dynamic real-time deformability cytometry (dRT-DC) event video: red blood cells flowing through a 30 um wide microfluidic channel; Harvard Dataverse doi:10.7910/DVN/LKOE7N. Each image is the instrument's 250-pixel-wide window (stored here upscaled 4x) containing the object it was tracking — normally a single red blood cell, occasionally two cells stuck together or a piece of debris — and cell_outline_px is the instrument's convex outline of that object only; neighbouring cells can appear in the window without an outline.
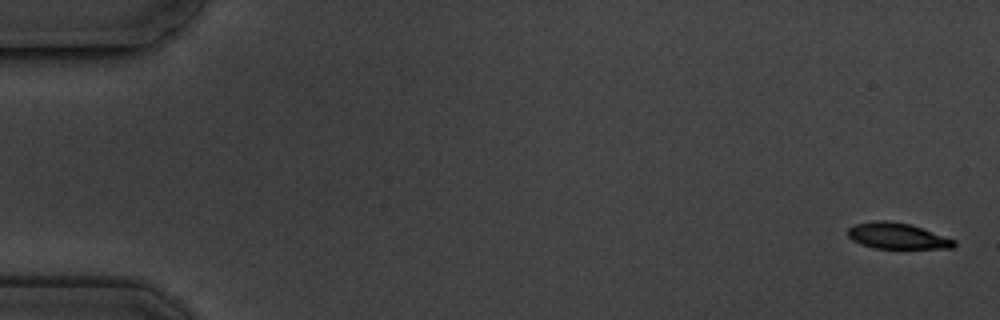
{"species": "common noctule bat (a hibernating species)", "species_latin": "Nyctalus noctula", "temperature_condition": "cold", "stored_images_in_passage": 9, "camera_frame_rate_fps": 3000, "um_per_image_px": 0.085, "animal": {"sex": "male", "body_mass_g": 19.5, "forearm_length_mm": 54.6}, "frame": {"image": 1, "passage_image": 1, "time_ms": 0.0, "image_size_px": [1000, 320], "cell_outline_px": [[956, 244], [952, 248], [872, 248], [860, 244], [852, 240], [848, 236], [848, 228], [856, 224], [880, 220], [888, 220], [908, 224], [956, 240]], "centroid_in_image_um": [76.23, 20.06], "position_along_channel_um": 8.8, "area_um2": 15.84}}
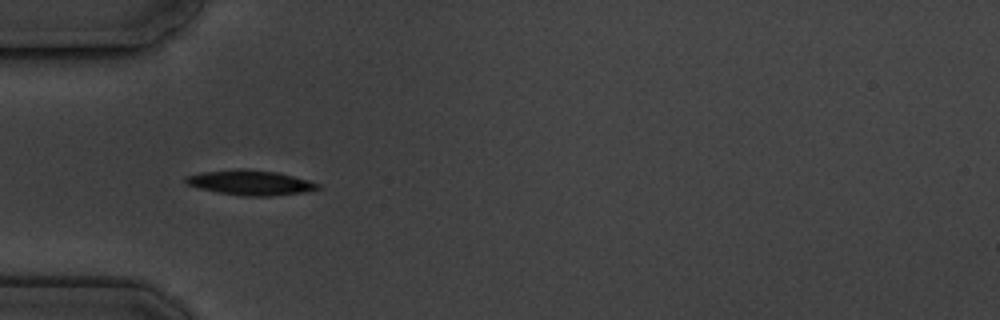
{"frame": {"image": 2, "passage_image": 6, "time_ms": 5.667, "image_size_px": [1000, 320], "cell_outline_px": [[320, 188], [304, 192], [272, 196], [244, 196], [216, 192], [200, 188], [188, 184], [184, 180], [184, 176], [200, 172], [240, 168], [248, 168], [276, 172], [308, 180], [320, 184]], "centroid_in_image_um": [21.25, 15.51], "position_along_channel_um": 63.7, "area_um2": 19.25}}
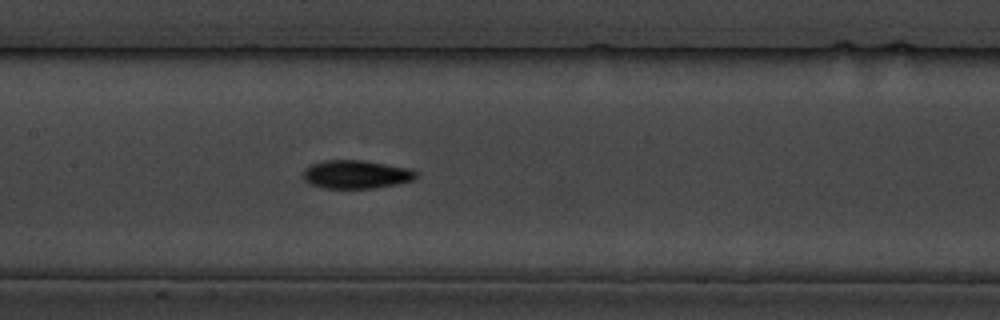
{"frame": {"image": 3, "passage_image": 9, "time_ms": 9.0, "image_size_px": [1000, 320], "cell_outline_px": [[420, 172], [412, 180], [396, 184], [372, 188], [324, 188], [312, 184], [304, 180], [304, 168], [308, 164], [324, 160], [364, 160], [412, 168]], "centroid_in_image_um": [30.29, 14.8], "position_along_channel_um": 177.1, "area_um2": 18.84}}